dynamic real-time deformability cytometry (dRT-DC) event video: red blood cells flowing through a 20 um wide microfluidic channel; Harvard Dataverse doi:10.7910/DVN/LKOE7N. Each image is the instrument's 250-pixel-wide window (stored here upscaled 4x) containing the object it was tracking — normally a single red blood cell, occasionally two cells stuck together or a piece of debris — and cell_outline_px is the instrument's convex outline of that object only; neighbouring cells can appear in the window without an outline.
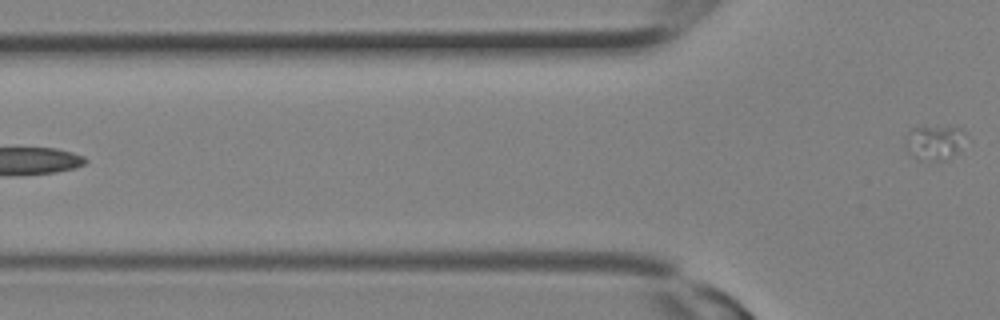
{"species": "Egyptian fruit bat (a non-hibernating species)", "species_latin": "Rousettus aegyptiacus", "temperature_condition": "room temperature", "stored_images_in_passage": 11, "segment_of_instrument_passage": [2, 2], "camera_frame_rate_fps": 3000, "um_per_image_px": 0.085, "animal": {"sex": "female"}, "frame": {"image": 1, "passage_image": 11, "time_ms": 3.333, "image_size_px": [1000, 320], "cell_outline_px": [[968, 136], [956, 152], [948, 160], [920, 160], [912, 156], [904, 140], [912, 128], [964, 128]], "centroid_in_image_um": [79.47, 12.13], "position_along_channel_um": 46.3, "area_um2": 11.91}}